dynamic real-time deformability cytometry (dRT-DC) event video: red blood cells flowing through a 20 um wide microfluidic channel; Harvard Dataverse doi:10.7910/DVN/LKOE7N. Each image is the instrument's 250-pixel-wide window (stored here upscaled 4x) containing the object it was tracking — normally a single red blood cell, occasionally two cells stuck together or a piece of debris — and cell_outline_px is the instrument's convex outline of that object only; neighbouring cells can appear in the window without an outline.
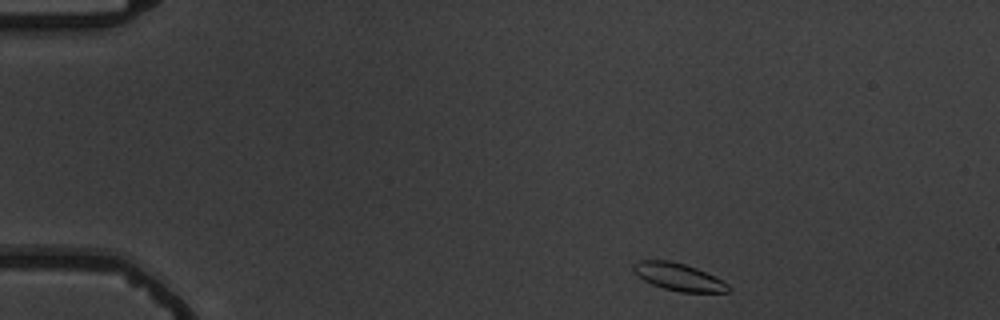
{"species": "common noctule bat (a hibernating species)", "species_latin": "Nyctalus noctula", "temperature_condition": "warm", "stored_images_in_passage": 4, "camera_frame_rate_fps": 3000, "um_per_image_px": 0.085, "animal": {"sex": "male", "body_mass_g": 19.5, "forearm_length_mm": 54.6}, "frame": {"image": 1, "passage_image": 1, "time_ms": 0.0, "image_size_px": [1000, 320], "cell_outline_px": [[732, 288], [728, 292], [680, 292], [664, 288], [652, 284], [644, 280], [632, 268], [632, 264], [636, 260], [668, 260], [684, 264], [696, 268], [728, 284]], "centroid_in_image_um": [57.65, 23.53], "position_along_channel_um": 27.3, "area_um2": 14.91}}